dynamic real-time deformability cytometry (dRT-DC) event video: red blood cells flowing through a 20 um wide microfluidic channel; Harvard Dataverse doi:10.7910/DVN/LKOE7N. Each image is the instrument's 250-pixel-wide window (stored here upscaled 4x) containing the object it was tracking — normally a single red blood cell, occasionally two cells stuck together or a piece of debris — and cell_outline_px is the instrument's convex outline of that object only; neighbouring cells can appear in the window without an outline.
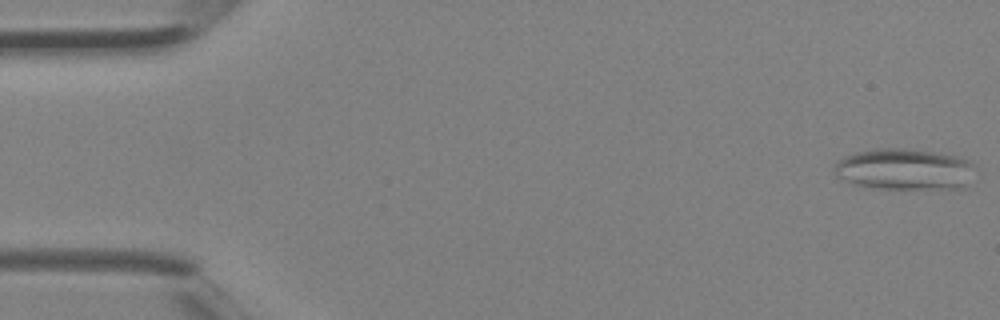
{"species": "Egyptian fruit bat (a non-hibernating species)", "species_latin": "Rousettus aegyptiacus", "temperature_condition": "room temperature", "stored_images_in_passage": 4, "camera_frame_rate_fps": 3000, "um_per_image_px": 0.085, "animal": {"sex": "female"}, "frame": {"image": 1, "passage_image": 1, "time_ms": 0.0, "image_size_px": [1000, 320], "cell_outline_px": [[976, 168], [968, 184], [964, 188], [872, 188], [852, 184], [836, 176], [836, 160], [844, 156], [856, 152], [872, 148], [904, 148], [960, 156], [968, 160]], "centroid_in_image_um": [76.88, 14.38], "position_along_channel_um": 8.1, "area_um2": 34.04}}